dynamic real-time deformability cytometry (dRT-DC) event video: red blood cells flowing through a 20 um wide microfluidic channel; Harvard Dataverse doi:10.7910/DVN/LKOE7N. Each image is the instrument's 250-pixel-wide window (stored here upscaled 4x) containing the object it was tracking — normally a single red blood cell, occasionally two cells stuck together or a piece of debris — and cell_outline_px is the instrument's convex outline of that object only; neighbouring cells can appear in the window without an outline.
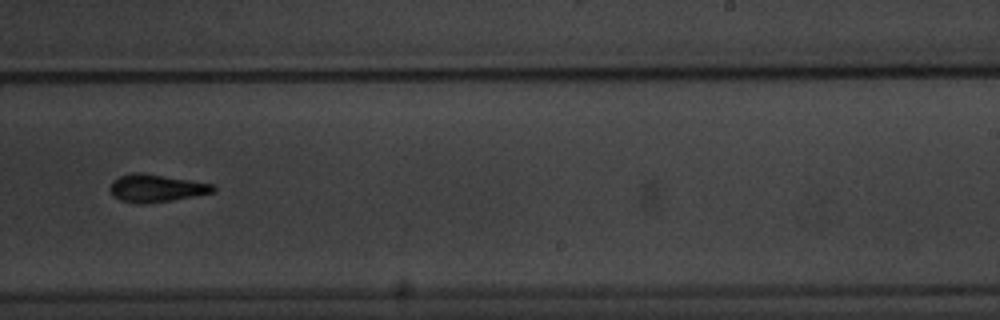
{"species": "common noctule bat (a hibernating species)", "species_latin": "Nyctalus noctula", "temperature_condition": "warm", "stored_images_in_passage": 8, "camera_frame_rate_fps": 3000, "um_per_image_px": 0.085, "animal": {"sex": "male", "body_mass_g": 20.1, "forearm_length_mm": 53.5}, "frame": {"image": 1, "passage_image": 8, "time_ms": 8.333, "image_size_px": [1000, 320], "cell_outline_px": [[216, 188], [212, 192], [172, 200], [140, 204], [120, 200], [112, 196], [108, 188], [112, 180], [120, 176], [132, 172], [140, 172], [212, 184]], "centroid_in_image_um": [13.18, 15.99], "position_along_channel_um": 275.8, "area_um2": 16.42}}